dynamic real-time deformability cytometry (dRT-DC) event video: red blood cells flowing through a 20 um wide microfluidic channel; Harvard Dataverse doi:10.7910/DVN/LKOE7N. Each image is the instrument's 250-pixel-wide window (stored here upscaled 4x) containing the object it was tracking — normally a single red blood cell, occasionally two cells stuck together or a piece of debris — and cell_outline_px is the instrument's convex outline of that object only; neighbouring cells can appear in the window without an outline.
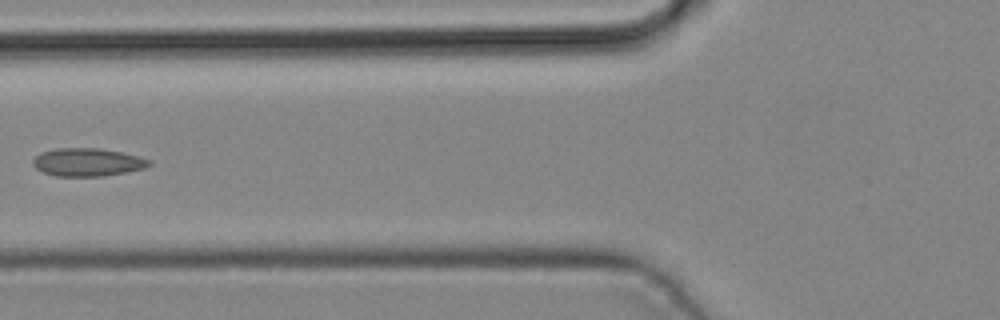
{"species": "common noctule bat (a hibernating species)", "species_latin": "Nyctalus noctula", "temperature_condition": "cold", "stored_images_in_passage": 4, "camera_frame_rate_fps": 3000, "um_per_image_px": 0.085, "animal": {"sex": "male", "body_mass_g": 19.2, "forearm_length_mm": 51.8}, "frame": {"image": 1, "passage_image": 4, "time_ms": 1.0, "image_size_px": [1000, 320], "cell_outline_px": [[152, 164], [144, 168], [104, 176], [56, 176], [44, 172], [36, 168], [32, 164], [32, 160], [40, 152], [56, 148], [100, 148], [140, 156], [152, 160]], "centroid_in_image_um": [7.44, 13.78], "position_along_channel_um": 118.4, "area_um2": 19.02}}